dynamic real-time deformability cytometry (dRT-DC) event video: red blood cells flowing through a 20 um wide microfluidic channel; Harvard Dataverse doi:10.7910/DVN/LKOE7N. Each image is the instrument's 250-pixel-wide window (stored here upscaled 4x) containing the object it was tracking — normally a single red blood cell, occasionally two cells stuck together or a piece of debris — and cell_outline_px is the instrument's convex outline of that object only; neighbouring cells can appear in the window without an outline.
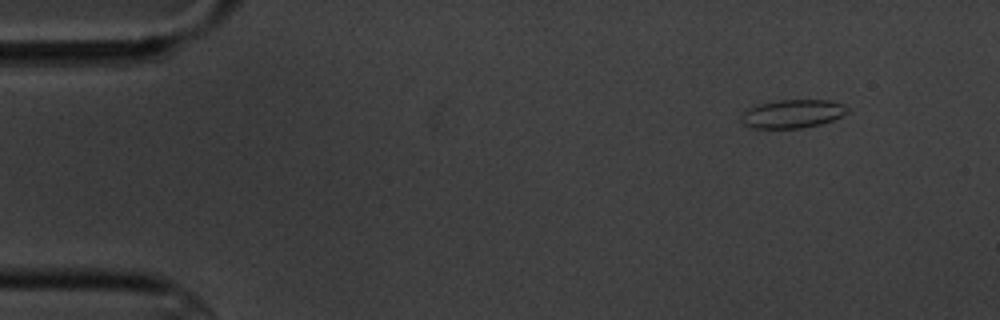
{"species": "common noctule bat (a hibernating species)", "species_latin": "Nyctalus noctula", "temperature_condition": "cold", "stored_images_in_passage": 5, "camera_frame_rate_fps": 3000, "um_per_image_px": 0.085, "animal": {"sex": "male", "body_mass_g": 20.1, "forearm_length_mm": 53.5}, "frame": {"image": 1, "passage_image": 1, "time_ms": 0.0, "image_size_px": [1000, 320], "cell_outline_px": [[848, 112], [832, 120], [820, 124], [800, 128], [752, 128], [744, 124], [744, 112], [748, 108], [760, 104], [780, 100], [828, 100], [844, 104], [848, 108]], "centroid_in_image_um": [67.41, 9.67], "position_along_channel_um": 17.6, "area_um2": 17.22}}
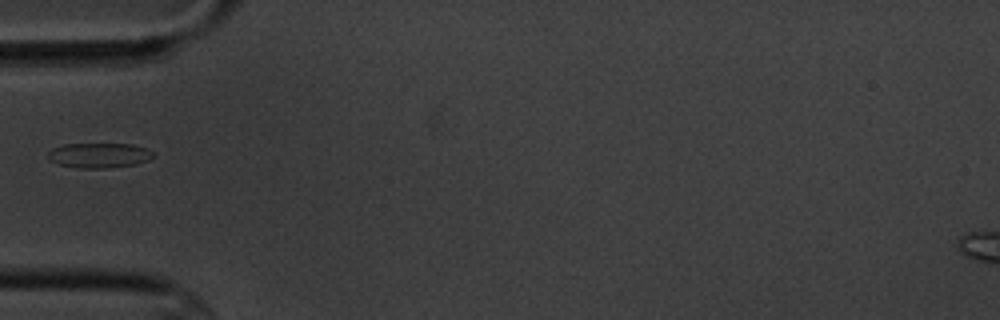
{"frame": {"image": 2, "passage_image": 4, "time_ms": 4.333, "image_size_px": [1000, 320], "cell_outline_px": [[156, 156], [148, 160], [136, 164], [108, 168], [80, 168], [60, 164], [48, 160], [48, 152], [52, 148], [64, 144], [132, 144], [144, 148], [152, 152]], "centroid_in_image_um": [8.42, 13.2], "position_along_channel_um": 76.6, "area_um2": 15.26}}